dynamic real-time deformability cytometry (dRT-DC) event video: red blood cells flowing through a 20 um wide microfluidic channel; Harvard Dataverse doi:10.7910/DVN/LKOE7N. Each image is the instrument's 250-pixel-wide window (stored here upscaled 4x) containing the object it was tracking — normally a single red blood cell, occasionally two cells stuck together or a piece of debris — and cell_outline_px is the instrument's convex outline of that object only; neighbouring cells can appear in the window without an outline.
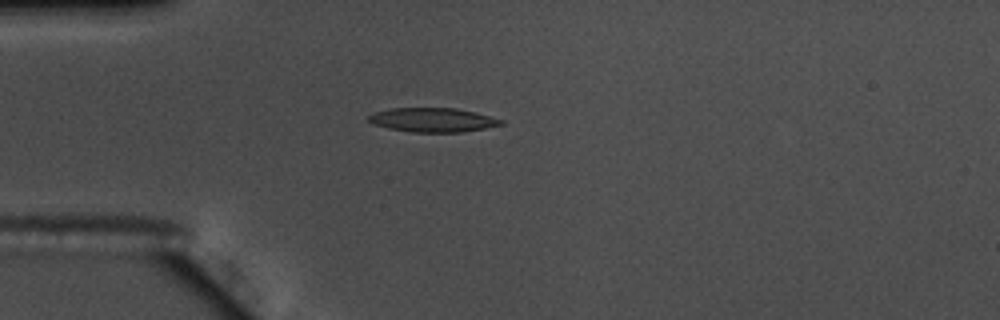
{"species": "common noctule bat (a hibernating species)", "species_latin": "Nyctalus noctula", "temperature_condition": "warm", "stored_images_in_passage": 31, "camera_frame_rate_fps": 3000, "um_per_image_px": 0.085, "animal": {"sex": "male", "body_mass_g": 17.5, "forearm_length_mm": 52.3}, "frame": {"image": 1, "passage_image": 1, "time_ms": 0.0, "image_size_px": [1000, 320], "cell_outline_px": [[504, 124], [484, 128], [460, 132], [412, 132], [388, 128], [376, 124], [368, 120], [368, 116], [376, 112], [392, 108], [456, 108], [476, 112], [504, 120]], "centroid_in_image_um": [36.82, 10.19], "position_along_channel_um": 48.2, "area_um2": 18.44}}
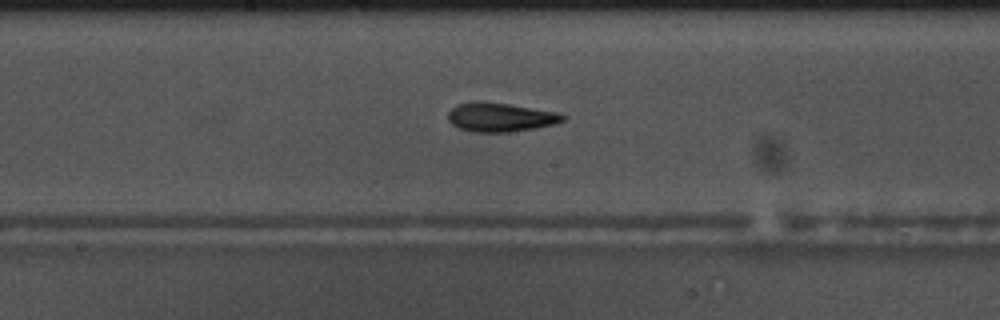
{"frame": {"image": 2, "passage_image": 15, "time_ms": 4.667, "image_size_px": [1000, 320], "cell_outline_px": [[568, 116], [564, 120], [552, 124], [536, 128], [508, 132], [472, 132], [460, 128], [452, 124], [448, 120], [448, 112], [456, 104], [476, 100], [480, 100], [508, 104], [556, 112]], "centroid_in_image_um": [42.49, 9.95], "position_along_channel_um": 205.7, "area_um2": 19.42}}
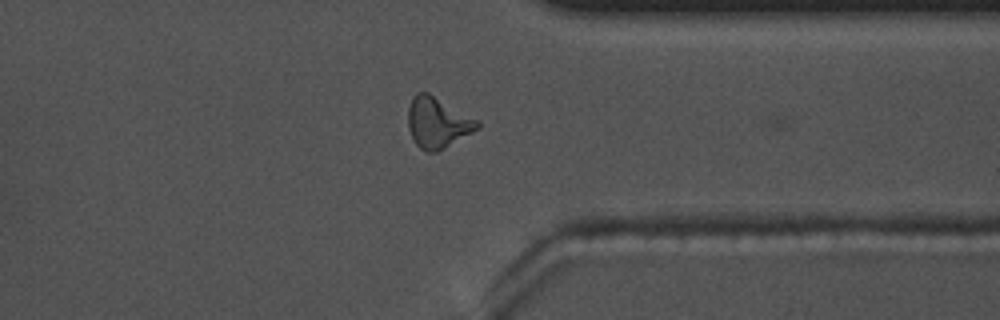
{"frame": {"image": 3, "passage_image": 29, "time_ms": 9.333, "image_size_px": [1000, 320], "cell_outline_px": [[480, 128], [436, 152], [428, 152], [420, 148], [416, 144], [408, 128], [408, 108], [412, 96], [416, 92], [428, 92], [480, 120]], "centroid_in_image_um": [37.2, 10.39], "position_along_channel_um": 374.2, "area_um2": 20.58}}